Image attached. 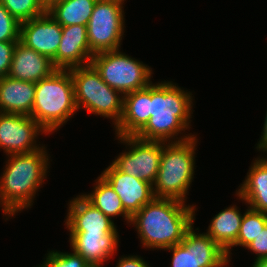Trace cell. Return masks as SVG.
<instances>
[{"instance_id": "cell-15", "label": "cell", "mask_w": 267, "mask_h": 267, "mask_svg": "<svg viewBox=\"0 0 267 267\" xmlns=\"http://www.w3.org/2000/svg\"><path fill=\"white\" fill-rule=\"evenodd\" d=\"M87 25L62 26V36L56 53V69L69 70L91 64Z\"/></svg>"}, {"instance_id": "cell-19", "label": "cell", "mask_w": 267, "mask_h": 267, "mask_svg": "<svg viewBox=\"0 0 267 267\" xmlns=\"http://www.w3.org/2000/svg\"><path fill=\"white\" fill-rule=\"evenodd\" d=\"M35 93L33 82L0 78V112L31 116Z\"/></svg>"}, {"instance_id": "cell-6", "label": "cell", "mask_w": 267, "mask_h": 267, "mask_svg": "<svg viewBox=\"0 0 267 267\" xmlns=\"http://www.w3.org/2000/svg\"><path fill=\"white\" fill-rule=\"evenodd\" d=\"M74 84L77 109L112 119L114 127L123 111L124 96L109 87L92 64L69 69Z\"/></svg>"}, {"instance_id": "cell-31", "label": "cell", "mask_w": 267, "mask_h": 267, "mask_svg": "<svg viewBox=\"0 0 267 267\" xmlns=\"http://www.w3.org/2000/svg\"><path fill=\"white\" fill-rule=\"evenodd\" d=\"M257 150L262 151L263 153H267V111L266 116L263 124V132L261 134V138L257 143Z\"/></svg>"}, {"instance_id": "cell-13", "label": "cell", "mask_w": 267, "mask_h": 267, "mask_svg": "<svg viewBox=\"0 0 267 267\" xmlns=\"http://www.w3.org/2000/svg\"><path fill=\"white\" fill-rule=\"evenodd\" d=\"M100 175L118 194L131 217L155 198L152 184L119 171L112 163Z\"/></svg>"}, {"instance_id": "cell-30", "label": "cell", "mask_w": 267, "mask_h": 267, "mask_svg": "<svg viewBox=\"0 0 267 267\" xmlns=\"http://www.w3.org/2000/svg\"><path fill=\"white\" fill-rule=\"evenodd\" d=\"M116 267H151L149 263L138 255H128L119 258Z\"/></svg>"}, {"instance_id": "cell-9", "label": "cell", "mask_w": 267, "mask_h": 267, "mask_svg": "<svg viewBox=\"0 0 267 267\" xmlns=\"http://www.w3.org/2000/svg\"><path fill=\"white\" fill-rule=\"evenodd\" d=\"M196 230L192 225L179 244L164 249L173 253L170 267H226L227 253L206 232Z\"/></svg>"}, {"instance_id": "cell-32", "label": "cell", "mask_w": 267, "mask_h": 267, "mask_svg": "<svg viewBox=\"0 0 267 267\" xmlns=\"http://www.w3.org/2000/svg\"><path fill=\"white\" fill-rule=\"evenodd\" d=\"M251 267H267V257L254 260Z\"/></svg>"}, {"instance_id": "cell-27", "label": "cell", "mask_w": 267, "mask_h": 267, "mask_svg": "<svg viewBox=\"0 0 267 267\" xmlns=\"http://www.w3.org/2000/svg\"><path fill=\"white\" fill-rule=\"evenodd\" d=\"M20 22L0 3V41H19Z\"/></svg>"}, {"instance_id": "cell-23", "label": "cell", "mask_w": 267, "mask_h": 267, "mask_svg": "<svg viewBox=\"0 0 267 267\" xmlns=\"http://www.w3.org/2000/svg\"><path fill=\"white\" fill-rule=\"evenodd\" d=\"M95 183L91 193L82 195L111 220L122 216L127 224H130L131 216L125 211L121 199L112 186L101 175Z\"/></svg>"}, {"instance_id": "cell-33", "label": "cell", "mask_w": 267, "mask_h": 267, "mask_svg": "<svg viewBox=\"0 0 267 267\" xmlns=\"http://www.w3.org/2000/svg\"><path fill=\"white\" fill-rule=\"evenodd\" d=\"M43 5L48 8L53 2L57 1V0H40Z\"/></svg>"}, {"instance_id": "cell-17", "label": "cell", "mask_w": 267, "mask_h": 267, "mask_svg": "<svg viewBox=\"0 0 267 267\" xmlns=\"http://www.w3.org/2000/svg\"><path fill=\"white\" fill-rule=\"evenodd\" d=\"M151 83L144 89L124 95L123 111L114 127L116 136H135L150 118Z\"/></svg>"}, {"instance_id": "cell-5", "label": "cell", "mask_w": 267, "mask_h": 267, "mask_svg": "<svg viewBox=\"0 0 267 267\" xmlns=\"http://www.w3.org/2000/svg\"><path fill=\"white\" fill-rule=\"evenodd\" d=\"M198 137L180 142H162L158 175L153 185L155 198H172L186 202L195 173Z\"/></svg>"}, {"instance_id": "cell-28", "label": "cell", "mask_w": 267, "mask_h": 267, "mask_svg": "<svg viewBox=\"0 0 267 267\" xmlns=\"http://www.w3.org/2000/svg\"><path fill=\"white\" fill-rule=\"evenodd\" d=\"M16 43L17 41H0V78L9 74Z\"/></svg>"}, {"instance_id": "cell-4", "label": "cell", "mask_w": 267, "mask_h": 267, "mask_svg": "<svg viewBox=\"0 0 267 267\" xmlns=\"http://www.w3.org/2000/svg\"><path fill=\"white\" fill-rule=\"evenodd\" d=\"M31 117L47 132L54 133L78 111L70 70H55L35 83Z\"/></svg>"}, {"instance_id": "cell-24", "label": "cell", "mask_w": 267, "mask_h": 267, "mask_svg": "<svg viewBox=\"0 0 267 267\" xmlns=\"http://www.w3.org/2000/svg\"><path fill=\"white\" fill-rule=\"evenodd\" d=\"M267 225V213L254 210L250 207L243 213L240 231L235 246L246 247Z\"/></svg>"}, {"instance_id": "cell-34", "label": "cell", "mask_w": 267, "mask_h": 267, "mask_svg": "<svg viewBox=\"0 0 267 267\" xmlns=\"http://www.w3.org/2000/svg\"><path fill=\"white\" fill-rule=\"evenodd\" d=\"M115 1H119L121 3H124L126 0H115Z\"/></svg>"}, {"instance_id": "cell-12", "label": "cell", "mask_w": 267, "mask_h": 267, "mask_svg": "<svg viewBox=\"0 0 267 267\" xmlns=\"http://www.w3.org/2000/svg\"><path fill=\"white\" fill-rule=\"evenodd\" d=\"M61 36L62 25L48 12L20 23V41L30 49L47 56L55 68Z\"/></svg>"}, {"instance_id": "cell-14", "label": "cell", "mask_w": 267, "mask_h": 267, "mask_svg": "<svg viewBox=\"0 0 267 267\" xmlns=\"http://www.w3.org/2000/svg\"><path fill=\"white\" fill-rule=\"evenodd\" d=\"M68 204L65 226L70 233H118L114 221L90 203L82 194L71 199Z\"/></svg>"}, {"instance_id": "cell-20", "label": "cell", "mask_w": 267, "mask_h": 267, "mask_svg": "<svg viewBox=\"0 0 267 267\" xmlns=\"http://www.w3.org/2000/svg\"><path fill=\"white\" fill-rule=\"evenodd\" d=\"M235 194L248 207L267 213V156L253 161Z\"/></svg>"}, {"instance_id": "cell-8", "label": "cell", "mask_w": 267, "mask_h": 267, "mask_svg": "<svg viewBox=\"0 0 267 267\" xmlns=\"http://www.w3.org/2000/svg\"><path fill=\"white\" fill-rule=\"evenodd\" d=\"M124 3L97 0L87 24V38L93 55L120 49L124 37Z\"/></svg>"}, {"instance_id": "cell-22", "label": "cell", "mask_w": 267, "mask_h": 267, "mask_svg": "<svg viewBox=\"0 0 267 267\" xmlns=\"http://www.w3.org/2000/svg\"><path fill=\"white\" fill-rule=\"evenodd\" d=\"M97 0H57L47 12L62 26L87 25Z\"/></svg>"}, {"instance_id": "cell-1", "label": "cell", "mask_w": 267, "mask_h": 267, "mask_svg": "<svg viewBox=\"0 0 267 267\" xmlns=\"http://www.w3.org/2000/svg\"><path fill=\"white\" fill-rule=\"evenodd\" d=\"M192 95L172 81L151 82L150 118L135 136L164 143L185 141L195 136L191 133L183 135L191 128ZM178 134L182 136L178 138Z\"/></svg>"}, {"instance_id": "cell-16", "label": "cell", "mask_w": 267, "mask_h": 267, "mask_svg": "<svg viewBox=\"0 0 267 267\" xmlns=\"http://www.w3.org/2000/svg\"><path fill=\"white\" fill-rule=\"evenodd\" d=\"M57 70L52 60L30 49L20 40L13 51L11 67L8 76L22 81L37 83L49 77Z\"/></svg>"}, {"instance_id": "cell-21", "label": "cell", "mask_w": 267, "mask_h": 267, "mask_svg": "<svg viewBox=\"0 0 267 267\" xmlns=\"http://www.w3.org/2000/svg\"><path fill=\"white\" fill-rule=\"evenodd\" d=\"M243 215L236 205L229 206L216 214L210 222L207 234L227 253L230 260L231 248L235 244Z\"/></svg>"}, {"instance_id": "cell-25", "label": "cell", "mask_w": 267, "mask_h": 267, "mask_svg": "<svg viewBox=\"0 0 267 267\" xmlns=\"http://www.w3.org/2000/svg\"><path fill=\"white\" fill-rule=\"evenodd\" d=\"M0 3L20 23L47 12V8L40 0H1Z\"/></svg>"}, {"instance_id": "cell-3", "label": "cell", "mask_w": 267, "mask_h": 267, "mask_svg": "<svg viewBox=\"0 0 267 267\" xmlns=\"http://www.w3.org/2000/svg\"><path fill=\"white\" fill-rule=\"evenodd\" d=\"M7 156L0 176V207L9 218L33 205L49 172L50 157L45 146L34 152Z\"/></svg>"}, {"instance_id": "cell-10", "label": "cell", "mask_w": 267, "mask_h": 267, "mask_svg": "<svg viewBox=\"0 0 267 267\" xmlns=\"http://www.w3.org/2000/svg\"><path fill=\"white\" fill-rule=\"evenodd\" d=\"M117 138L129 148L115 157L112 164L119 171L154 185L161 160L162 142L147 141L136 136Z\"/></svg>"}, {"instance_id": "cell-29", "label": "cell", "mask_w": 267, "mask_h": 267, "mask_svg": "<svg viewBox=\"0 0 267 267\" xmlns=\"http://www.w3.org/2000/svg\"><path fill=\"white\" fill-rule=\"evenodd\" d=\"M245 248L257 255L255 260L267 257V225Z\"/></svg>"}, {"instance_id": "cell-7", "label": "cell", "mask_w": 267, "mask_h": 267, "mask_svg": "<svg viewBox=\"0 0 267 267\" xmlns=\"http://www.w3.org/2000/svg\"><path fill=\"white\" fill-rule=\"evenodd\" d=\"M91 64L102 80L123 96L144 89L152 82V68L119 49L93 55Z\"/></svg>"}, {"instance_id": "cell-26", "label": "cell", "mask_w": 267, "mask_h": 267, "mask_svg": "<svg viewBox=\"0 0 267 267\" xmlns=\"http://www.w3.org/2000/svg\"><path fill=\"white\" fill-rule=\"evenodd\" d=\"M45 257L42 267H96L74 251L68 253L52 250Z\"/></svg>"}, {"instance_id": "cell-11", "label": "cell", "mask_w": 267, "mask_h": 267, "mask_svg": "<svg viewBox=\"0 0 267 267\" xmlns=\"http://www.w3.org/2000/svg\"><path fill=\"white\" fill-rule=\"evenodd\" d=\"M40 133L47 134L31 116L0 112V149L7 155L41 149L36 140Z\"/></svg>"}, {"instance_id": "cell-18", "label": "cell", "mask_w": 267, "mask_h": 267, "mask_svg": "<svg viewBox=\"0 0 267 267\" xmlns=\"http://www.w3.org/2000/svg\"><path fill=\"white\" fill-rule=\"evenodd\" d=\"M69 241L72 251L96 267H102L103 262L116 253L119 235L70 233Z\"/></svg>"}, {"instance_id": "cell-2", "label": "cell", "mask_w": 267, "mask_h": 267, "mask_svg": "<svg viewBox=\"0 0 267 267\" xmlns=\"http://www.w3.org/2000/svg\"><path fill=\"white\" fill-rule=\"evenodd\" d=\"M196 206L172 198H154L130 221L144 248L166 249L179 244L194 224Z\"/></svg>"}]
</instances>
